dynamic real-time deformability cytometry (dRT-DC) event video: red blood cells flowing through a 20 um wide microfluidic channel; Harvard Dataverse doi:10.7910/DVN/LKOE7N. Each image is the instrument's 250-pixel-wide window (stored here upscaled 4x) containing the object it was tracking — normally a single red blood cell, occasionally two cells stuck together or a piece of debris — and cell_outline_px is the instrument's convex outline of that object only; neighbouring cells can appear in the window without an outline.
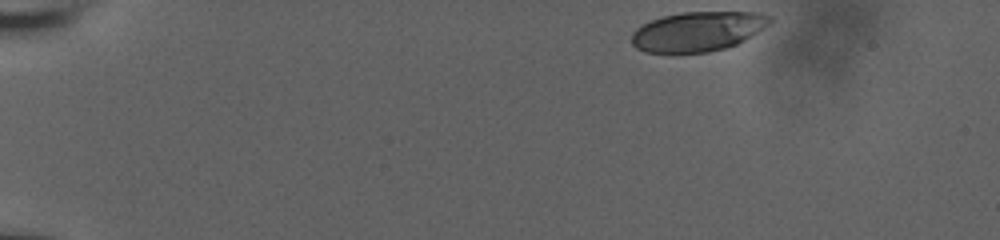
{"species": "human", "species_latin": "Homo sapiens", "temperature_condition": "room temperature", "stored_images_in_passage": 41, "camera_frame_rate_fps": 3000, "um_per_image_px": 0.085, "donor": {"sex": "male"}, "frame": {"image": 1, "passage_image": 1, "time_ms": 0.0, "image_size_px": [1000, 240], "cell_outline_px": [[772, 24], [744, 40], [736, 44], [724, 48], [708, 52], [672, 56], [644, 52], [636, 48], [632, 44], [632, 32], [636, 28], [652, 20], [664, 16], [684, 12], [760, 12], [772, 16]], "centroid_in_image_um": [59.3, 2.71], "position_along_channel_um": 25.7, "area_um2": 32.83}}
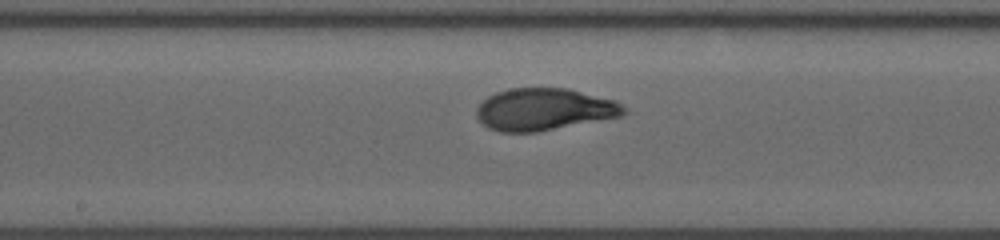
{"frame": {"image": 2, "passage_image": 24, "time_ms": 7.667, "image_size_px": [1000, 240], "cell_outline_px": [[628, 112], [624, 116], [536, 132], [500, 132], [488, 128], [476, 116], [476, 108], [488, 96], [496, 92], [508, 88], [568, 88], [616, 100], [628, 108]], "centroid_in_image_um": [46.3, 9.29], "position_along_channel_um": 201.9, "area_um2": 36.47}}
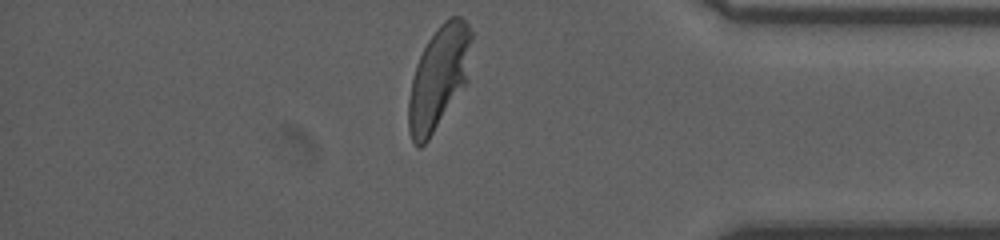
{"frame": {"image": 3, "passage_image": 41, "time_ms": 13.333, "image_size_px": [1000, 240], "cell_outline_px": [[472, 36], [468, 80], [428, 140], [420, 148], [416, 148], [412, 140], [408, 128], [408, 100], [412, 80], [416, 64], [428, 40], [436, 28], [444, 20], [452, 16], [460, 16], [468, 24], [472, 32]], "centroid_in_image_um": [37.29, 6.59], "position_along_channel_um": 397.9, "area_um2": 37.63}, "authors_computed_cell_mechanics": {"area_um2": 35.7204, "velocity_mm_per_s": 3.8214, "shape_relaxation_time_tau1_ms": 2.7685, "shape_relaxation_time_tau2_ms": null, "deformation_change_tau1": 0.1517, "deformation_change_tau2": null}}